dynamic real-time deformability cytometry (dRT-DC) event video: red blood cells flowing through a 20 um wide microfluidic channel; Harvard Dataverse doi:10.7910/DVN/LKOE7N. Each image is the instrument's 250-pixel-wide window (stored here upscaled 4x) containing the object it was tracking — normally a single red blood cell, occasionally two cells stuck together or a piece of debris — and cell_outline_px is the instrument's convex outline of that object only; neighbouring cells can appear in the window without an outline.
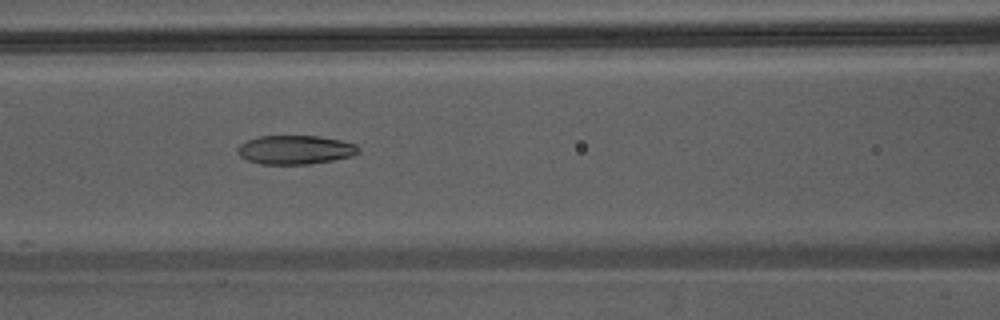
{"species": "Egyptian fruit bat (a non-hibernating species)", "species_latin": "Rousettus aegyptiacus", "temperature_condition": "warm", "stored_images_in_passage": 35, "camera_frame_rate_fps": 3000, "um_per_image_px": 0.085, "animal": {"sex": "male"}, "frame": {"image": 1, "passage_image": 14, "time_ms": 4.333, "image_size_px": [1000, 320], "cell_outline_px": [[360, 152], [352, 156], [332, 160], [308, 164], [260, 164], [248, 160], [240, 156], [236, 152], [236, 148], [240, 144], [248, 140], [260, 136], [320, 136], [340, 140], [356, 144], [360, 148]], "centroid_in_image_um": [25.1, 12.73], "position_along_channel_um": 141.5, "area_um2": 20.4}}
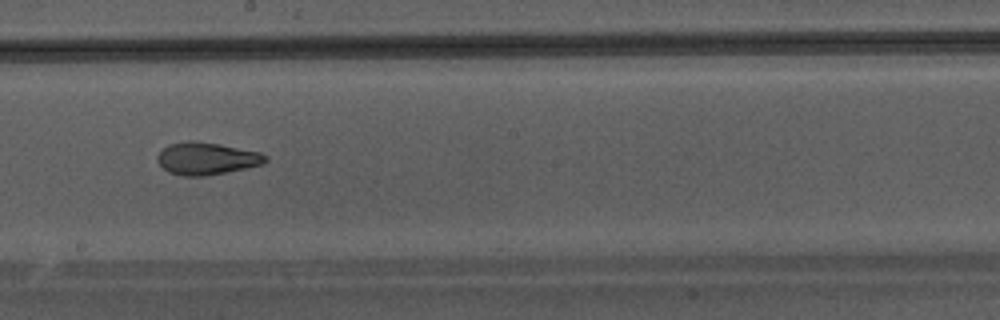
{"frame": {"image": 2, "passage_image": 20, "time_ms": 6.333, "image_size_px": [1000, 320], "cell_outline_px": [[268, 160], [264, 164], [204, 176], [180, 176], [168, 172], [156, 160], [156, 156], [168, 144], [188, 140], [192, 140], [220, 144], [260, 152], [268, 156]], "centroid_in_image_um": [17.55, 13.46], "position_along_channel_um": 230.6, "area_um2": 20.4}}
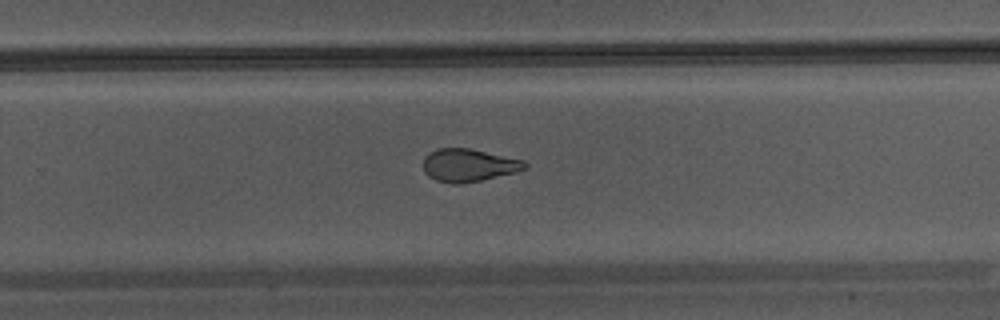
{"frame": {"image": 3, "passage_image": 24, "time_ms": 7.667, "image_size_px": [1000, 320], "cell_outline_px": [[528, 168], [516, 172], [480, 180], [460, 184], [452, 184], [436, 180], [428, 176], [424, 172], [424, 156], [428, 152], [436, 148], [468, 148], [524, 160], [528, 164]], "centroid_in_image_um": [39.82, 14.04], "position_along_channel_um": 290.0, "area_um2": 19.48}}